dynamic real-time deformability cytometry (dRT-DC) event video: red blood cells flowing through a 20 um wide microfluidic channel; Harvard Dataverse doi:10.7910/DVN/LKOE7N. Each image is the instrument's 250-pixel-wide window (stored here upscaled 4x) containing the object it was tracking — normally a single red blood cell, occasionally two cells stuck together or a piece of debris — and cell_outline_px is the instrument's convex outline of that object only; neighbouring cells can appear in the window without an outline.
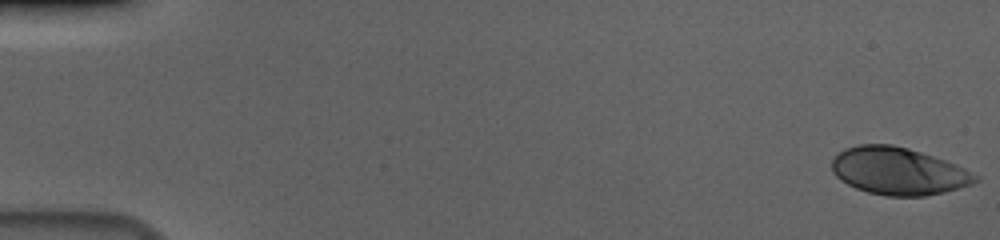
{"species": "human", "species_latin": "Homo sapiens", "temperature_condition": "cold", "stored_images_in_passage": 57, "camera_frame_rate_fps": 3000, "um_per_image_px": 0.085, "donor": {"sex": "male"}, "frame": {"image": 1, "passage_image": 1, "time_ms": 0.0, "image_size_px": [1000, 240], "cell_outline_px": [[980, 180], [972, 184], [944, 192], [924, 196], [884, 196], [868, 192], [856, 188], [840, 180], [832, 172], [832, 160], [844, 148], [860, 144], [892, 144], [908, 148], [956, 164], [980, 176]], "centroid_in_image_um": [76.37, 14.55], "position_along_channel_um": 8.6, "area_um2": 39.59}}
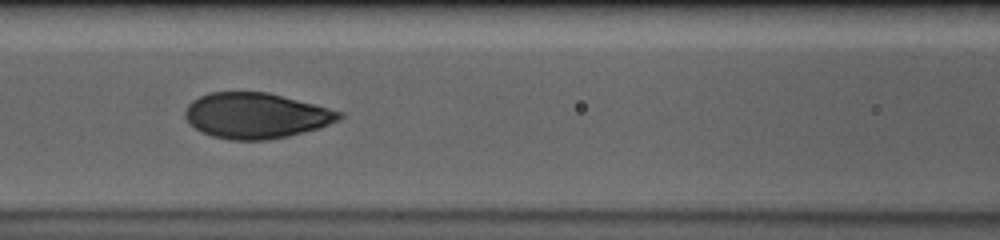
{"frame": {"image": 2, "passage_image": 26, "time_ms": 8.333, "image_size_px": [1000, 240], "cell_outline_px": [[344, 116], [340, 120], [320, 128], [288, 136], [268, 140], [228, 140], [212, 136], [200, 132], [184, 116], [184, 112], [188, 104], [192, 100], [200, 96], [212, 92], [268, 92], [344, 112]], "centroid_in_image_um": [21.78, 9.83], "position_along_channel_um": 144.8, "area_um2": 41.04}}
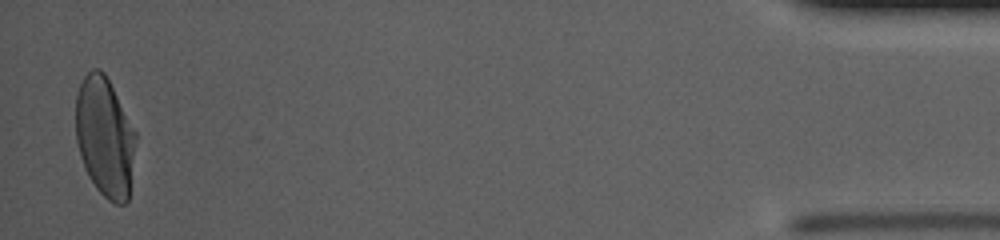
{"frame": {"image": 3, "passage_image": 56, "time_ms": 18.333, "image_size_px": [1000, 240], "cell_outline_px": [[136, 140], [128, 200], [124, 204], [116, 204], [108, 200], [96, 188], [88, 176], [84, 168], [80, 156], [76, 140], [76, 96], [80, 84], [84, 76], [92, 68], [100, 68], [104, 72], [136, 132]], "centroid_in_image_um": [8.9, 11.65], "position_along_channel_um": 426.3, "area_um2": 41.79}, "authors_computed_cell_mechanics": {"area_um2": 41.038, "velocity_mm_per_s": 3.6482, "shape_relaxation_time_tau1_ms": 3.8119, "shape_relaxation_time_tau2_ms": null, "deformation_change_tau1": 0.1866, "deformation_change_tau2": null}}